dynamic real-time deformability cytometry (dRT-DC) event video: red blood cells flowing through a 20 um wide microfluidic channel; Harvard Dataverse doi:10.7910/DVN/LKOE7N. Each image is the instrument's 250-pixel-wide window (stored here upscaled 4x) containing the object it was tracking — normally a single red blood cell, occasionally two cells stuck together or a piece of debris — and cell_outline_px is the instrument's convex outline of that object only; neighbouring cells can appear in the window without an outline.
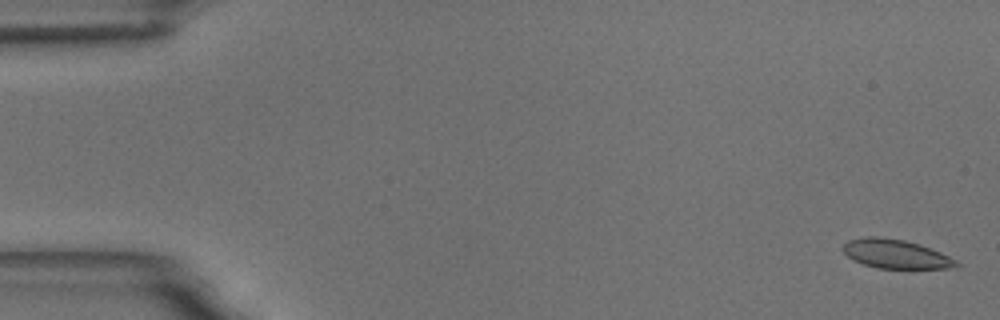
{"species": "common noctule bat (a hibernating species)", "species_latin": "Nyctalus noctula", "temperature_condition": "room temperature", "stored_images_in_passage": 7, "camera_frame_rate_fps": 3000, "um_per_image_px": 0.085, "animal": {"sex": "male", "body_mass_g": 18.8}, "frame": {"image": 1, "passage_image": 1, "time_ms": 0.0, "image_size_px": [1000, 320], "cell_outline_px": [[960, 264], [956, 268], [876, 268], [852, 260], [840, 248], [848, 240], [868, 236], [880, 236], [904, 240], [920, 244], [940, 252], [956, 260]], "centroid_in_image_um": [76.11, 21.58], "position_along_channel_um": 8.9, "area_um2": 19.19}}
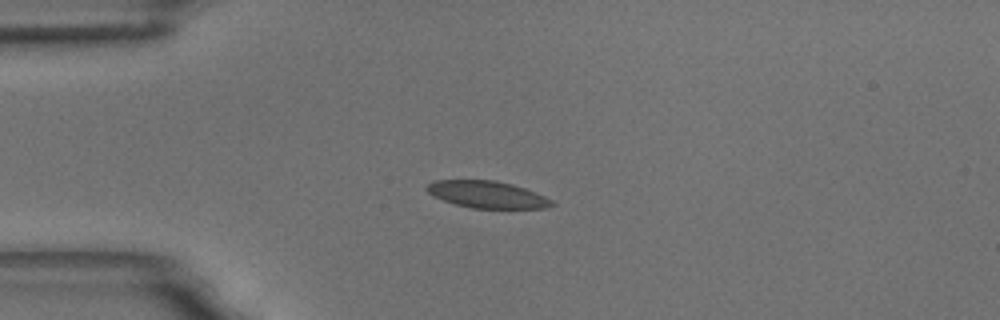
{"frame": {"image": 2, "passage_image": 5, "time_ms": 4.333, "image_size_px": [1000, 320], "cell_outline_px": [[556, 204], [544, 208], [472, 208], [456, 204], [444, 200], [428, 192], [424, 188], [432, 180], [496, 180], [512, 184], [536, 192], [552, 200]], "centroid_in_image_um": [41.41, 16.52], "position_along_channel_um": 43.6, "area_um2": 19.54}}